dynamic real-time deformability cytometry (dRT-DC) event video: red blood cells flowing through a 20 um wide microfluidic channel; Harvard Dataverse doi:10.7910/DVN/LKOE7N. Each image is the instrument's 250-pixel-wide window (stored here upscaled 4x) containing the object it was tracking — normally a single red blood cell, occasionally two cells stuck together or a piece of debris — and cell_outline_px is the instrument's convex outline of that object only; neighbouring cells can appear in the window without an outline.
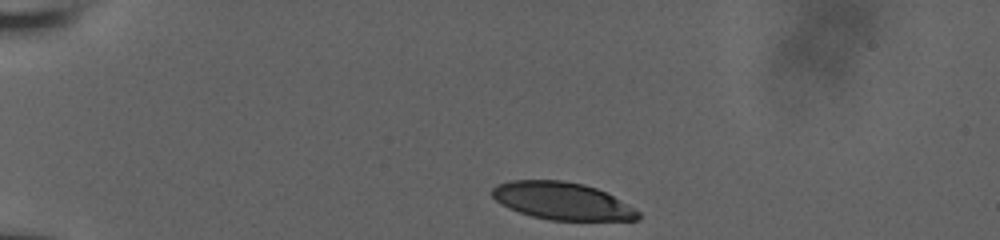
{"species": "human", "species_latin": "Homo sapiens", "temperature_condition": "room temperature", "stored_images_in_passage": 37, "camera_frame_rate_fps": 3000, "um_per_image_px": 0.085, "donor": {"sex": "male"}, "frame": {"image": 1, "passage_image": 1, "time_ms": 0.0, "image_size_px": [1000, 240], "cell_outline_px": [[640, 220], [548, 220], [532, 216], [508, 208], [500, 204], [492, 196], [492, 188], [496, 184], [512, 180], [560, 180], [584, 184], [596, 188], [612, 196], [640, 212]], "centroid_in_image_um": [47.74, 17.08], "position_along_channel_um": 37.3, "area_um2": 31.67}}
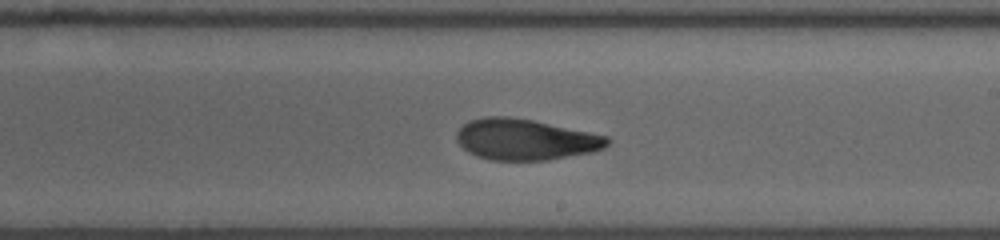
{"frame": {"image": 2, "passage_image": 22, "time_ms": 7.0, "image_size_px": [1000, 240], "cell_outline_px": [[612, 140], [604, 148], [592, 152], [548, 160], [492, 160], [476, 156], [468, 152], [456, 140], [456, 132], [468, 120], [484, 116], [508, 116], [532, 120], [608, 136]], "centroid_in_image_um": [44.64, 11.85], "position_along_channel_um": 244.4, "area_um2": 36.07}}
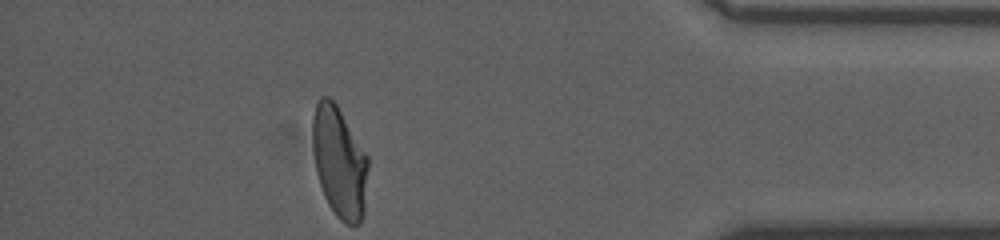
{"frame": {"image": 3, "passage_image": 37, "time_ms": 12.0, "image_size_px": [1000, 240], "cell_outline_px": [[368, 168], [364, 216], [360, 224], [348, 224], [340, 220], [336, 216], [328, 204], [324, 196], [316, 172], [312, 144], [312, 116], [316, 104], [320, 96], [328, 96], [336, 104], [368, 156]], "centroid_in_image_um": [28.84, 13.79], "position_along_channel_um": 406.4, "area_um2": 36.13}, "authors_computed_cell_mechanics": {"area_um2": 35.7782, "velocity_mm_per_s": 3.9436, "shape_relaxation_time_tau1_ms": 6.0184, "shape_relaxation_time_tau2_ms": 1.7611, "deformation_change_tau1": 0.207, "deformation_change_tau2": 0.0848}}